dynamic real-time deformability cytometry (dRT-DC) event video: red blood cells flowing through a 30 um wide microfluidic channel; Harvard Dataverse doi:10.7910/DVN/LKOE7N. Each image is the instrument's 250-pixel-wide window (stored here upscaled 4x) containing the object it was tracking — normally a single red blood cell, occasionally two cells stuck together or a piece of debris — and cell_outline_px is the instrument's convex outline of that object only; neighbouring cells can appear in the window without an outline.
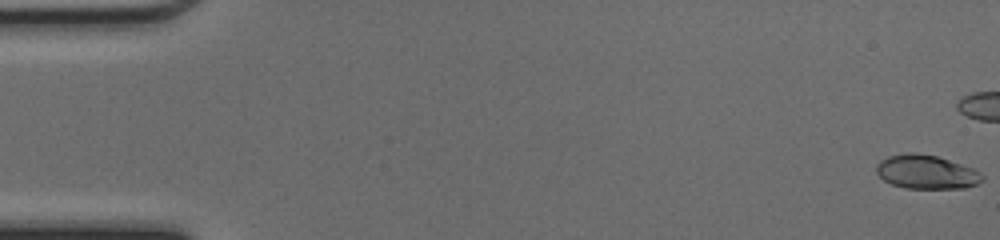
{"species": "common noctule bat (a hibernating species)", "species_latin": "Nyctalus noctula", "temperature_condition": "cold", "stored_images_in_passage": 39, "camera_frame_rate_fps": 3000, "um_per_image_px": 0.085, "animal": {"sex": "female", "body_mass_g": 17.0, "forearm_length_mm": 48.0}, "frame": {"image": 1, "passage_image": 1, "time_ms": 0.0, "image_size_px": [1000, 240], "cell_outline_px": [[984, 180], [976, 184], [964, 188], [904, 188], [892, 184], [884, 180], [876, 172], [876, 164], [880, 160], [888, 156], [908, 152], [916, 152], [936, 156], [972, 168], [980, 172], [984, 176]], "centroid_in_image_um": [78.72, 14.61], "position_along_channel_um": 6.3, "area_um2": 20.87}}
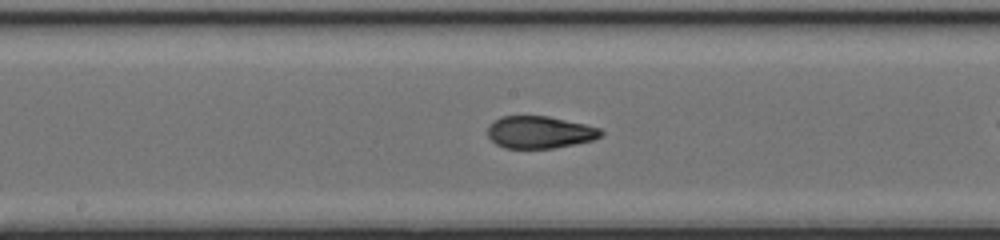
{"frame": {"image": 2, "passage_image": 26, "time_ms": 8.333, "image_size_px": [1000, 240], "cell_outline_px": [[604, 132], [600, 136], [592, 140], [552, 148], [504, 148], [496, 144], [488, 136], [488, 124], [500, 116], [548, 116], [584, 124], [600, 128]], "centroid_in_image_um": [45.83, 11.23], "position_along_channel_um": 202.4, "area_um2": 21.15}}
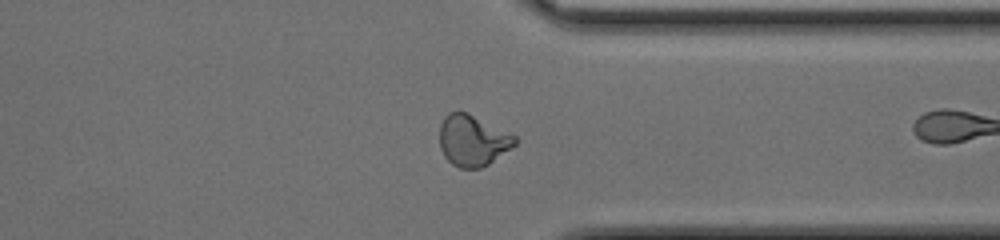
{"frame": {"image": 3, "passage_image": 38, "time_ms": 12.333, "image_size_px": [1000, 240], "cell_outline_px": [[520, 140], [516, 144], [488, 164], [480, 168], [460, 168], [452, 164], [444, 156], [440, 148], [440, 124], [444, 116], [448, 112], [468, 112], [516, 136]], "centroid_in_image_um": [40.17, 11.93], "position_along_channel_um": 371.2, "area_um2": 22.43}}